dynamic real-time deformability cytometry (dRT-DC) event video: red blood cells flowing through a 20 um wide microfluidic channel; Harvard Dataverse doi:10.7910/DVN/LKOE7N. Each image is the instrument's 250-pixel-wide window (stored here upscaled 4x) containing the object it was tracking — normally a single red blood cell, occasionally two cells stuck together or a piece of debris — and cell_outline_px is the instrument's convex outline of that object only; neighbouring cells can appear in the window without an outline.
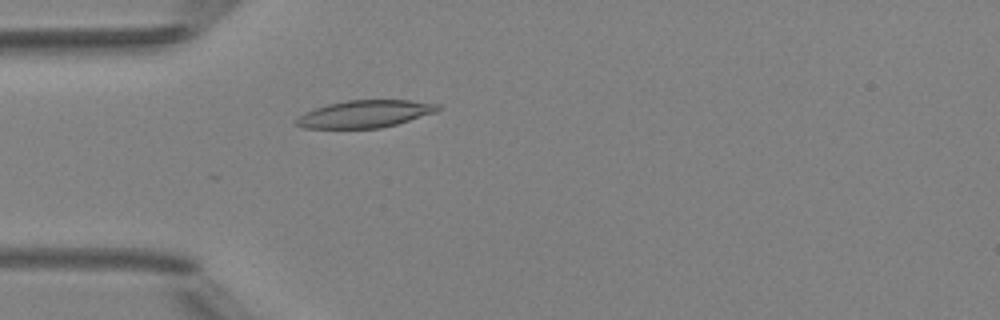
{"species": "Egyptian fruit bat (a non-hibernating species)", "species_latin": "Rousettus aegyptiacus", "temperature_condition": "room temperature", "stored_images_in_passage": 9, "camera_frame_rate_fps": 3000, "um_per_image_px": 0.085, "animal": {"sex": "female"}, "frame": {"image": 1, "passage_image": 2, "time_ms": 0.333, "image_size_px": [1000, 320], "cell_outline_px": [[440, 108], [436, 112], [396, 124], [380, 128], [300, 128], [296, 124], [296, 120], [304, 112], [328, 104], [348, 100], [408, 100], [440, 104]], "centroid_in_image_um": [31.02, 9.68], "position_along_channel_um": 54.0, "area_um2": 22.37}}
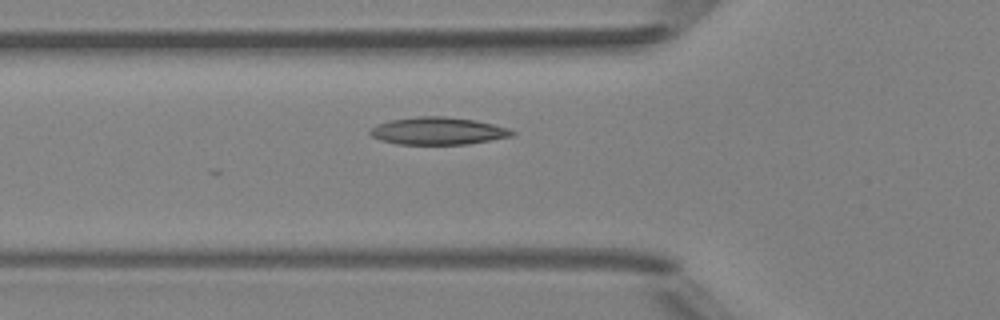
{"frame": {"image": 2, "passage_image": 5, "time_ms": 1.333, "image_size_px": [1000, 320], "cell_outline_px": [[516, 132], [512, 136], [468, 144], [396, 144], [380, 140], [372, 136], [368, 132], [376, 124], [392, 120], [416, 116], [444, 116], [476, 120], [508, 128]], "centroid_in_image_um": [37.21, 11.13], "position_along_channel_um": 88.6, "area_um2": 22.66}}
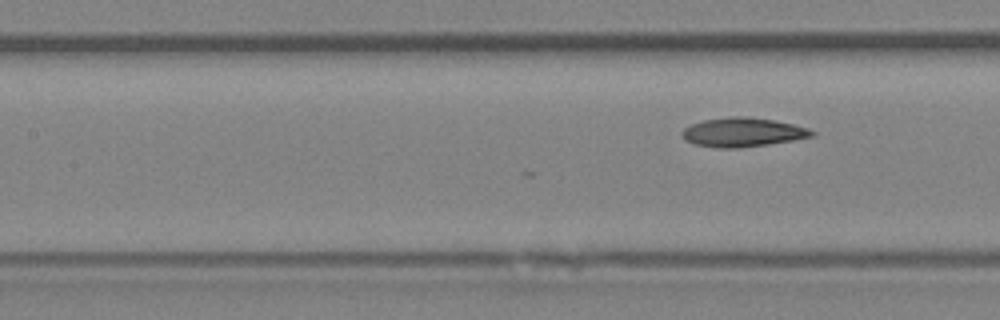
{"frame": {"image": 3, "passage_image": 9, "time_ms": 2.667, "image_size_px": [1000, 320], "cell_outline_px": [[816, 132], [812, 136], [792, 140], [768, 144], [740, 148], [716, 148], [696, 144], [684, 140], [680, 132], [684, 128], [692, 124], [704, 120], [732, 116], [744, 116], [776, 120], [808, 128]], "centroid_in_image_um": [63.11, 11.24], "position_along_channel_um": 144.3, "area_um2": 21.96}}